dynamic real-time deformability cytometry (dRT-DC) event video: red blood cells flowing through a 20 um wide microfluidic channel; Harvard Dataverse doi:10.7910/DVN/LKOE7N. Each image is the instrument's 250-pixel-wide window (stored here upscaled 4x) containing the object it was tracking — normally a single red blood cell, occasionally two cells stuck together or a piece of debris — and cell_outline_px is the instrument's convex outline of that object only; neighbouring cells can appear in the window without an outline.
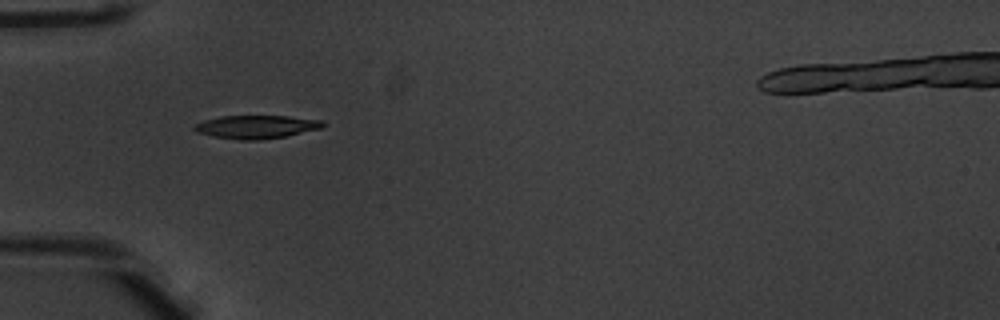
{"species": "common noctule bat (a hibernating species)", "species_latin": "Nyctalus noctula", "temperature_condition": "warm", "stored_images_in_passage": 37, "segment_of_instrument_passage": [1, 2], "camera_frame_rate_fps": 3000, "um_per_image_px": 0.085, "animal": {"sex": "male", "body_mass_g": 20.1, "forearm_length_mm": 53.5}, "frame": {"image": 1, "passage_image": 1, "time_ms": 0.0, "image_size_px": [1000, 320], "cell_outline_px": [[324, 124], [320, 128], [284, 136], [260, 140], [240, 140], [212, 136], [196, 132], [192, 128], [196, 124], [204, 120], [220, 116], [288, 116], [324, 120]], "centroid_in_image_um": [21.75, 10.78], "position_along_channel_um": 63.2, "area_um2": 17.28}}
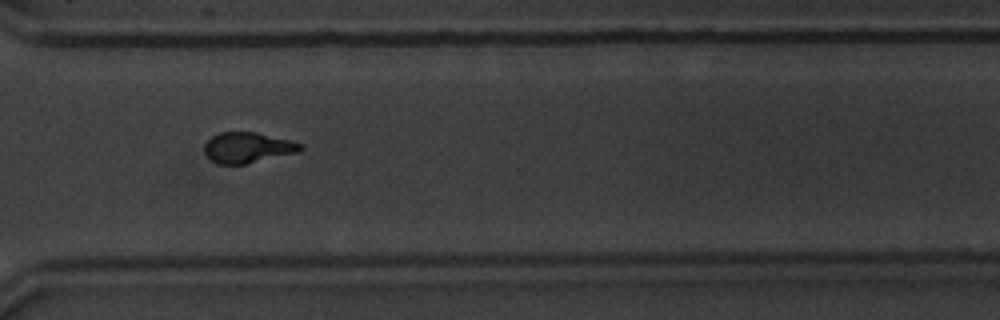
{"frame": {"image": 2, "passage_image": 23, "time_ms": 7.333, "image_size_px": [1000, 320], "cell_outline_px": [[304, 148], [300, 152], [244, 164], [216, 164], [204, 152], [204, 144], [212, 136], [220, 132], [256, 132], [288, 140], [300, 144]], "centroid_in_image_um": [21.03, 12.55], "position_along_channel_um": 349.6, "area_um2": 16.99}}
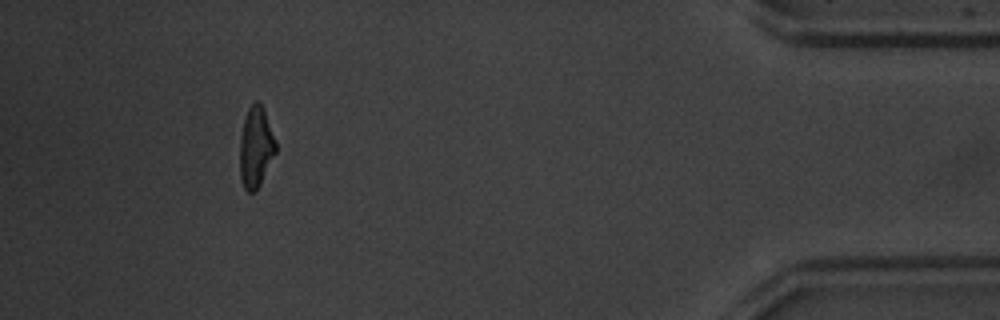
{"frame": {"image": 3, "passage_image": 32, "time_ms": 10.333, "image_size_px": [1000, 320], "cell_outline_px": [[276, 152], [256, 192], [248, 192], [244, 188], [240, 176], [240, 140], [244, 120], [248, 108], [256, 100], [264, 108], [276, 140]], "centroid_in_image_um": [21.75, 12.51], "position_along_channel_um": 413.4, "area_um2": 16.88}}